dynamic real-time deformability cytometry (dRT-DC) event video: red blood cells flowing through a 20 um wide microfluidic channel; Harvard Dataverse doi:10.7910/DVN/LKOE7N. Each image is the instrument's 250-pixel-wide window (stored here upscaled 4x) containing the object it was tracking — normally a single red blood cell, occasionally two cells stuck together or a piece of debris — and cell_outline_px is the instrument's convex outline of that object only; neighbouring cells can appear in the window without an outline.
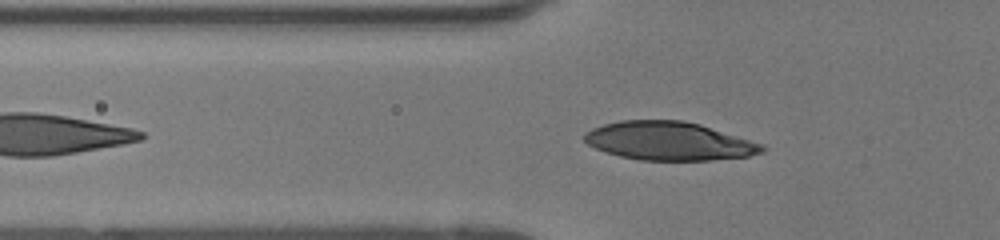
{"species": "human", "species_latin": "Homo sapiens", "temperature_condition": "room temperature", "stored_images_in_passage": 37, "camera_frame_rate_fps": 3000, "um_per_image_px": 0.085, "donor": {"sex": "female"}, "frame": {"image": 1, "passage_image": 6, "time_ms": 1.667, "image_size_px": [1000, 240], "cell_outline_px": [[764, 152], [748, 156], [712, 160], [640, 160], [620, 156], [596, 148], [588, 144], [584, 140], [584, 132], [592, 128], [604, 124], [620, 120], [684, 120], [700, 124], [764, 144]], "centroid_in_image_um": [56.87, 11.98], "position_along_channel_um": 68.9, "area_um2": 39.77}}
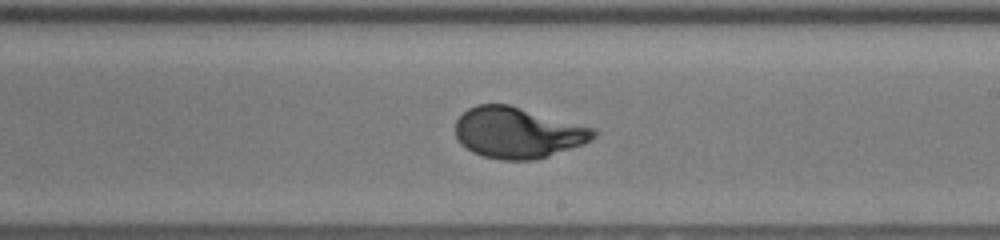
{"frame": {"image": 2, "passage_image": 19, "time_ms": 6.0, "image_size_px": [1000, 240], "cell_outline_px": [[596, 136], [592, 140], [584, 144], [536, 160], [500, 160], [484, 156], [472, 152], [460, 144], [456, 136], [456, 120], [468, 108], [476, 104], [508, 104], [596, 128]], "centroid_in_image_um": [44.02, 11.28], "position_along_channel_um": 245.0, "area_um2": 41.21}}
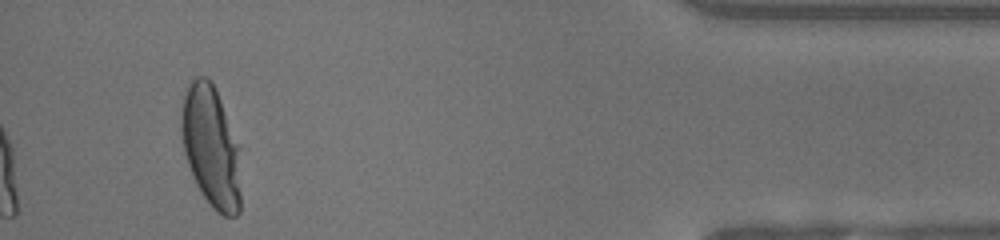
{"frame": {"image": 3, "passage_image": 35, "time_ms": 11.333, "image_size_px": [1000, 240], "cell_outline_px": [[240, 212], [236, 216], [224, 216], [216, 212], [212, 208], [200, 192], [192, 176], [184, 152], [180, 128], [180, 112], [184, 88], [196, 76], [208, 76], [216, 88], [240, 148]], "centroid_in_image_um": [17.92, 12.45], "position_along_channel_um": 417.3, "area_um2": 43.06}}